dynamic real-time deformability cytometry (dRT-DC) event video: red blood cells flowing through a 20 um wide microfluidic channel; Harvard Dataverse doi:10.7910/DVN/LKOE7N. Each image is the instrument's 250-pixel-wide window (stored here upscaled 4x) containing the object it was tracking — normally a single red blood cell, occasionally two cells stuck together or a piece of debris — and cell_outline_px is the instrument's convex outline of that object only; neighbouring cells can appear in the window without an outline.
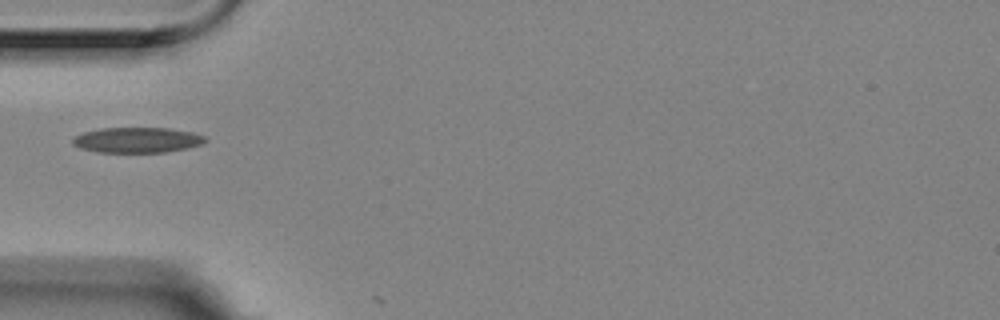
{"species": "Egyptian fruit bat (a non-hibernating species)", "species_latin": "Rousettus aegyptiacus", "temperature_condition": "room temperature", "stored_images_in_passage": 1, "camera_frame_rate_fps": 3000, "um_per_image_px": 0.085, "animal": {"sex": "female"}, "frame": {"image": 1, "passage_image": 1, "time_ms": 0.0, "image_size_px": [1000, 320], "cell_outline_px": [[208, 140], [200, 144], [188, 148], [164, 152], [100, 152], [80, 148], [72, 144], [72, 140], [76, 136], [84, 132], [100, 128], [168, 128], [192, 132], [204, 136]], "centroid_in_image_um": [11.66, 11.9], "position_along_channel_um": 73.3, "area_um2": 19.48}}